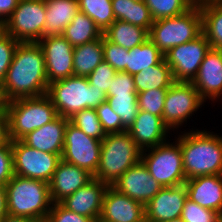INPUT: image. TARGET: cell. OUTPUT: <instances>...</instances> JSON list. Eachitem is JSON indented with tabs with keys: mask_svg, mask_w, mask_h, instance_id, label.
Returning a JSON list of instances; mask_svg holds the SVG:
<instances>
[{
	"mask_svg": "<svg viewBox=\"0 0 222 222\" xmlns=\"http://www.w3.org/2000/svg\"><path fill=\"white\" fill-rule=\"evenodd\" d=\"M44 53L38 42H19L1 83L6 102L47 94Z\"/></svg>",
	"mask_w": 222,
	"mask_h": 222,
	"instance_id": "cell-1",
	"label": "cell"
},
{
	"mask_svg": "<svg viewBox=\"0 0 222 222\" xmlns=\"http://www.w3.org/2000/svg\"><path fill=\"white\" fill-rule=\"evenodd\" d=\"M186 180L205 175H222V136L205 130L178 135Z\"/></svg>",
	"mask_w": 222,
	"mask_h": 222,
	"instance_id": "cell-2",
	"label": "cell"
},
{
	"mask_svg": "<svg viewBox=\"0 0 222 222\" xmlns=\"http://www.w3.org/2000/svg\"><path fill=\"white\" fill-rule=\"evenodd\" d=\"M6 197L8 214L33 222L46 221L53 204L47 182L19 175L6 184Z\"/></svg>",
	"mask_w": 222,
	"mask_h": 222,
	"instance_id": "cell-3",
	"label": "cell"
},
{
	"mask_svg": "<svg viewBox=\"0 0 222 222\" xmlns=\"http://www.w3.org/2000/svg\"><path fill=\"white\" fill-rule=\"evenodd\" d=\"M46 95L58 115L67 119L83 109H96L107 99L101 89L89 84L87 77L75 75L50 83Z\"/></svg>",
	"mask_w": 222,
	"mask_h": 222,
	"instance_id": "cell-4",
	"label": "cell"
},
{
	"mask_svg": "<svg viewBox=\"0 0 222 222\" xmlns=\"http://www.w3.org/2000/svg\"><path fill=\"white\" fill-rule=\"evenodd\" d=\"M142 150L127 131L106 134L101 141L100 162L94 178L112 186L129 168L141 161Z\"/></svg>",
	"mask_w": 222,
	"mask_h": 222,
	"instance_id": "cell-5",
	"label": "cell"
},
{
	"mask_svg": "<svg viewBox=\"0 0 222 222\" xmlns=\"http://www.w3.org/2000/svg\"><path fill=\"white\" fill-rule=\"evenodd\" d=\"M9 140H21L28 133L53 121L58 113L47 95L6 102Z\"/></svg>",
	"mask_w": 222,
	"mask_h": 222,
	"instance_id": "cell-6",
	"label": "cell"
},
{
	"mask_svg": "<svg viewBox=\"0 0 222 222\" xmlns=\"http://www.w3.org/2000/svg\"><path fill=\"white\" fill-rule=\"evenodd\" d=\"M202 33L199 4L182 15L155 20L149 30V39L165 55L171 48L194 40Z\"/></svg>",
	"mask_w": 222,
	"mask_h": 222,
	"instance_id": "cell-7",
	"label": "cell"
},
{
	"mask_svg": "<svg viewBox=\"0 0 222 222\" xmlns=\"http://www.w3.org/2000/svg\"><path fill=\"white\" fill-rule=\"evenodd\" d=\"M173 143L166 141L142 151L141 161L161 187L180 186L186 182L180 144L177 140Z\"/></svg>",
	"mask_w": 222,
	"mask_h": 222,
	"instance_id": "cell-8",
	"label": "cell"
},
{
	"mask_svg": "<svg viewBox=\"0 0 222 222\" xmlns=\"http://www.w3.org/2000/svg\"><path fill=\"white\" fill-rule=\"evenodd\" d=\"M46 21L45 0H20L4 22L5 33L19 42H38Z\"/></svg>",
	"mask_w": 222,
	"mask_h": 222,
	"instance_id": "cell-9",
	"label": "cell"
},
{
	"mask_svg": "<svg viewBox=\"0 0 222 222\" xmlns=\"http://www.w3.org/2000/svg\"><path fill=\"white\" fill-rule=\"evenodd\" d=\"M14 175L50 182L61 160L58 154L31 148L21 140L11 141Z\"/></svg>",
	"mask_w": 222,
	"mask_h": 222,
	"instance_id": "cell-10",
	"label": "cell"
},
{
	"mask_svg": "<svg viewBox=\"0 0 222 222\" xmlns=\"http://www.w3.org/2000/svg\"><path fill=\"white\" fill-rule=\"evenodd\" d=\"M210 48V43L203 33L194 40L171 48L164 55V59L172 70L174 81L192 82Z\"/></svg>",
	"mask_w": 222,
	"mask_h": 222,
	"instance_id": "cell-11",
	"label": "cell"
},
{
	"mask_svg": "<svg viewBox=\"0 0 222 222\" xmlns=\"http://www.w3.org/2000/svg\"><path fill=\"white\" fill-rule=\"evenodd\" d=\"M204 102L191 82H174L165 97L163 123L170 130L179 128Z\"/></svg>",
	"mask_w": 222,
	"mask_h": 222,
	"instance_id": "cell-12",
	"label": "cell"
},
{
	"mask_svg": "<svg viewBox=\"0 0 222 222\" xmlns=\"http://www.w3.org/2000/svg\"><path fill=\"white\" fill-rule=\"evenodd\" d=\"M100 153V140L86 135L72 123H67L61 156L63 161L76 165L94 176L99 166Z\"/></svg>",
	"mask_w": 222,
	"mask_h": 222,
	"instance_id": "cell-13",
	"label": "cell"
},
{
	"mask_svg": "<svg viewBox=\"0 0 222 222\" xmlns=\"http://www.w3.org/2000/svg\"><path fill=\"white\" fill-rule=\"evenodd\" d=\"M38 44L44 53L48 84L74 75V47L65 37L44 36Z\"/></svg>",
	"mask_w": 222,
	"mask_h": 222,
	"instance_id": "cell-14",
	"label": "cell"
},
{
	"mask_svg": "<svg viewBox=\"0 0 222 222\" xmlns=\"http://www.w3.org/2000/svg\"><path fill=\"white\" fill-rule=\"evenodd\" d=\"M119 193L146 205L155 197L160 189V184L150 175L142 161L129 168L112 185Z\"/></svg>",
	"mask_w": 222,
	"mask_h": 222,
	"instance_id": "cell-15",
	"label": "cell"
},
{
	"mask_svg": "<svg viewBox=\"0 0 222 222\" xmlns=\"http://www.w3.org/2000/svg\"><path fill=\"white\" fill-rule=\"evenodd\" d=\"M187 198L185 184L162 187L158 194L145 205L146 222H162L180 218Z\"/></svg>",
	"mask_w": 222,
	"mask_h": 222,
	"instance_id": "cell-16",
	"label": "cell"
},
{
	"mask_svg": "<svg viewBox=\"0 0 222 222\" xmlns=\"http://www.w3.org/2000/svg\"><path fill=\"white\" fill-rule=\"evenodd\" d=\"M109 186L93 178L84 187L65 197L59 203L66 209L96 221L102 212L103 197Z\"/></svg>",
	"mask_w": 222,
	"mask_h": 222,
	"instance_id": "cell-17",
	"label": "cell"
},
{
	"mask_svg": "<svg viewBox=\"0 0 222 222\" xmlns=\"http://www.w3.org/2000/svg\"><path fill=\"white\" fill-rule=\"evenodd\" d=\"M100 217L110 222H146L145 205L109 186L103 197Z\"/></svg>",
	"mask_w": 222,
	"mask_h": 222,
	"instance_id": "cell-18",
	"label": "cell"
},
{
	"mask_svg": "<svg viewBox=\"0 0 222 222\" xmlns=\"http://www.w3.org/2000/svg\"><path fill=\"white\" fill-rule=\"evenodd\" d=\"M206 102L221 99L222 95V49L210 48L203 59L197 76L191 82Z\"/></svg>",
	"mask_w": 222,
	"mask_h": 222,
	"instance_id": "cell-19",
	"label": "cell"
},
{
	"mask_svg": "<svg viewBox=\"0 0 222 222\" xmlns=\"http://www.w3.org/2000/svg\"><path fill=\"white\" fill-rule=\"evenodd\" d=\"M93 178L88 171L61 159L48 183L52 203H59Z\"/></svg>",
	"mask_w": 222,
	"mask_h": 222,
	"instance_id": "cell-20",
	"label": "cell"
},
{
	"mask_svg": "<svg viewBox=\"0 0 222 222\" xmlns=\"http://www.w3.org/2000/svg\"><path fill=\"white\" fill-rule=\"evenodd\" d=\"M127 132L138 147L144 151L166 142L170 129L163 123L160 116L138 110L136 118Z\"/></svg>",
	"mask_w": 222,
	"mask_h": 222,
	"instance_id": "cell-21",
	"label": "cell"
},
{
	"mask_svg": "<svg viewBox=\"0 0 222 222\" xmlns=\"http://www.w3.org/2000/svg\"><path fill=\"white\" fill-rule=\"evenodd\" d=\"M188 199L222 215V175H205L186 180Z\"/></svg>",
	"mask_w": 222,
	"mask_h": 222,
	"instance_id": "cell-22",
	"label": "cell"
},
{
	"mask_svg": "<svg viewBox=\"0 0 222 222\" xmlns=\"http://www.w3.org/2000/svg\"><path fill=\"white\" fill-rule=\"evenodd\" d=\"M69 119L57 116L53 121L24 136L21 141L31 148L42 152L58 154L63 153L65 129Z\"/></svg>",
	"mask_w": 222,
	"mask_h": 222,
	"instance_id": "cell-23",
	"label": "cell"
},
{
	"mask_svg": "<svg viewBox=\"0 0 222 222\" xmlns=\"http://www.w3.org/2000/svg\"><path fill=\"white\" fill-rule=\"evenodd\" d=\"M46 21L43 37L61 35L64 28L71 23L79 12L78 0H45Z\"/></svg>",
	"mask_w": 222,
	"mask_h": 222,
	"instance_id": "cell-24",
	"label": "cell"
},
{
	"mask_svg": "<svg viewBox=\"0 0 222 222\" xmlns=\"http://www.w3.org/2000/svg\"><path fill=\"white\" fill-rule=\"evenodd\" d=\"M202 16V33L211 48L222 49V0L199 3Z\"/></svg>",
	"mask_w": 222,
	"mask_h": 222,
	"instance_id": "cell-25",
	"label": "cell"
},
{
	"mask_svg": "<svg viewBox=\"0 0 222 222\" xmlns=\"http://www.w3.org/2000/svg\"><path fill=\"white\" fill-rule=\"evenodd\" d=\"M103 36L113 44L130 50L149 39V32L142 27L128 22L115 20V22L104 31Z\"/></svg>",
	"mask_w": 222,
	"mask_h": 222,
	"instance_id": "cell-26",
	"label": "cell"
},
{
	"mask_svg": "<svg viewBox=\"0 0 222 222\" xmlns=\"http://www.w3.org/2000/svg\"><path fill=\"white\" fill-rule=\"evenodd\" d=\"M115 20L142 27L148 32L154 20L144 1L112 0Z\"/></svg>",
	"mask_w": 222,
	"mask_h": 222,
	"instance_id": "cell-27",
	"label": "cell"
},
{
	"mask_svg": "<svg viewBox=\"0 0 222 222\" xmlns=\"http://www.w3.org/2000/svg\"><path fill=\"white\" fill-rule=\"evenodd\" d=\"M73 58L74 75H90L104 60L103 35L95 41L74 47Z\"/></svg>",
	"mask_w": 222,
	"mask_h": 222,
	"instance_id": "cell-28",
	"label": "cell"
},
{
	"mask_svg": "<svg viewBox=\"0 0 222 222\" xmlns=\"http://www.w3.org/2000/svg\"><path fill=\"white\" fill-rule=\"evenodd\" d=\"M133 79L137 93L158 88H169L175 82L172 70L165 59L159 64L133 75Z\"/></svg>",
	"mask_w": 222,
	"mask_h": 222,
	"instance_id": "cell-29",
	"label": "cell"
},
{
	"mask_svg": "<svg viewBox=\"0 0 222 222\" xmlns=\"http://www.w3.org/2000/svg\"><path fill=\"white\" fill-rule=\"evenodd\" d=\"M61 35L76 47L99 39L103 33L88 15L79 11Z\"/></svg>",
	"mask_w": 222,
	"mask_h": 222,
	"instance_id": "cell-30",
	"label": "cell"
},
{
	"mask_svg": "<svg viewBox=\"0 0 222 222\" xmlns=\"http://www.w3.org/2000/svg\"><path fill=\"white\" fill-rule=\"evenodd\" d=\"M163 59V53L150 39H147L143 44L128 51L127 66L123 72L133 76L143 69L159 64Z\"/></svg>",
	"mask_w": 222,
	"mask_h": 222,
	"instance_id": "cell-31",
	"label": "cell"
},
{
	"mask_svg": "<svg viewBox=\"0 0 222 222\" xmlns=\"http://www.w3.org/2000/svg\"><path fill=\"white\" fill-rule=\"evenodd\" d=\"M79 11L88 15L102 33L115 22L112 0H78Z\"/></svg>",
	"mask_w": 222,
	"mask_h": 222,
	"instance_id": "cell-32",
	"label": "cell"
},
{
	"mask_svg": "<svg viewBox=\"0 0 222 222\" xmlns=\"http://www.w3.org/2000/svg\"><path fill=\"white\" fill-rule=\"evenodd\" d=\"M144 2L154 21L182 15L195 5L192 0H144Z\"/></svg>",
	"mask_w": 222,
	"mask_h": 222,
	"instance_id": "cell-33",
	"label": "cell"
},
{
	"mask_svg": "<svg viewBox=\"0 0 222 222\" xmlns=\"http://www.w3.org/2000/svg\"><path fill=\"white\" fill-rule=\"evenodd\" d=\"M106 101L112 110L120 117L123 127L126 130L129 129L139 110L138 94L107 96Z\"/></svg>",
	"mask_w": 222,
	"mask_h": 222,
	"instance_id": "cell-34",
	"label": "cell"
},
{
	"mask_svg": "<svg viewBox=\"0 0 222 222\" xmlns=\"http://www.w3.org/2000/svg\"><path fill=\"white\" fill-rule=\"evenodd\" d=\"M69 122L97 140L102 141L106 136L95 108H87L75 113L69 118Z\"/></svg>",
	"mask_w": 222,
	"mask_h": 222,
	"instance_id": "cell-35",
	"label": "cell"
},
{
	"mask_svg": "<svg viewBox=\"0 0 222 222\" xmlns=\"http://www.w3.org/2000/svg\"><path fill=\"white\" fill-rule=\"evenodd\" d=\"M167 90L168 88H158L138 93L139 110L149 112L162 118Z\"/></svg>",
	"mask_w": 222,
	"mask_h": 222,
	"instance_id": "cell-36",
	"label": "cell"
},
{
	"mask_svg": "<svg viewBox=\"0 0 222 222\" xmlns=\"http://www.w3.org/2000/svg\"><path fill=\"white\" fill-rule=\"evenodd\" d=\"M221 217L216 211L203 208L187 198L180 218L184 222H220Z\"/></svg>",
	"mask_w": 222,
	"mask_h": 222,
	"instance_id": "cell-37",
	"label": "cell"
},
{
	"mask_svg": "<svg viewBox=\"0 0 222 222\" xmlns=\"http://www.w3.org/2000/svg\"><path fill=\"white\" fill-rule=\"evenodd\" d=\"M128 51L119 45L113 44L103 36L104 61L117 72H123L126 69Z\"/></svg>",
	"mask_w": 222,
	"mask_h": 222,
	"instance_id": "cell-38",
	"label": "cell"
},
{
	"mask_svg": "<svg viewBox=\"0 0 222 222\" xmlns=\"http://www.w3.org/2000/svg\"><path fill=\"white\" fill-rule=\"evenodd\" d=\"M98 118L106 134L121 133L127 131L120 117L112 110L107 101L96 108Z\"/></svg>",
	"mask_w": 222,
	"mask_h": 222,
	"instance_id": "cell-39",
	"label": "cell"
},
{
	"mask_svg": "<svg viewBox=\"0 0 222 222\" xmlns=\"http://www.w3.org/2000/svg\"><path fill=\"white\" fill-rule=\"evenodd\" d=\"M116 72L117 71L113 67L103 60L93 70V72L87 76V79L92 87L101 89L105 94H107Z\"/></svg>",
	"mask_w": 222,
	"mask_h": 222,
	"instance_id": "cell-40",
	"label": "cell"
},
{
	"mask_svg": "<svg viewBox=\"0 0 222 222\" xmlns=\"http://www.w3.org/2000/svg\"><path fill=\"white\" fill-rule=\"evenodd\" d=\"M18 44L19 41L6 33L0 37V84L3 82L6 72L10 67Z\"/></svg>",
	"mask_w": 222,
	"mask_h": 222,
	"instance_id": "cell-41",
	"label": "cell"
},
{
	"mask_svg": "<svg viewBox=\"0 0 222 222\" xmlns=\"http://www.w3.org/2000/svg\"><path fill=\"white\" fill-rule=\"evenodd\" d=\"M122 94L138 93L136 92L132 75L126 72H116L106 96H116Z\"/></svg>",
	"mask_w": 222,
	"mask_h": 222,
	"instance_id": "cell-42",
	"label": "cell"
},
{
	"mask_svg": "<svg viewBox=\"0 0 222 222\" xmlns=\"http://www.w3.org/2000/svg\"><path fill=\"white\" fill-rule=\"evenodd\" d=\"M45 222H95L92 218L79 215L63 207L60 203H53Z\"/></svg>",
	"mask_w": 222,
	"mask_h": 222,
	"instance_id": "cell-43",
	"label": "cell"
},
{
	"mask_svg": "<svg viewBox=\"0 0 222 222\" xmlns=\"http://www.w3.org/2000/svg\"><path fill=\"white\" fill-rule=\"evenodd\" d=\"M14 176L11 141L0 145V183L7 184Z\"/></svg>",
	"mask_w": 222,
	"mask_h": 222,
	"instance_id": "cell-44",
	"label": "cell"
},
{
	"mask_svg": "<svg viewBox=\"0 0 222 222\" xmlns=\"http://www.w3.org/2000/svg\"><path fill=\"white\" fill-rule=\"evenodd\" d=\"M20 0H0V21L5 22L18 6Z\"/></svg>",
	"mask_w": 222,
	"mask_h": 222,
	"instance_id": "cell-45",
	"label": "cell"
},
{
	"mask_svg": "<svg viewBox=\"0 0 222 222\" xmlns=\"http://www.w3.org/2000/svg\"><path fill=\"white\" fill-rule=\"evenodd\" d=\"M9 141L8 136V119L6 112L0 113V145Z\"/></svg>",
	"mask_w": 222,
	"mask_h": 222,
	"instance_id": "cell-46",
	"label": "cell"
},
{
	"mask_svg": "<svg viewBox=\"0 0 222 222\" xmlns=\"http://www.w3.org/2000/svg\"><path fill=\"white\" fill-rule=\"evenodd\" d=\"M8 215L6 185L0 183V222Z\"/></svg>",
	"mask_w": 222,
	"mask_h": 222,
	"instance_id": "cell-47",
	"label": "cell"
},
{
	"mask_svg": "<svg viewBox=\"0 0 222 222\" xmlns=\"http://www.w3.org/2000/svg\"><path fill=\"white\" fill-rule=\"evenodd\" d=\"M1 222H33L31 219L22 216L8 214Z\"/></svg>",
	"mask_w": 222,
	"mask_h": 222,
	"instance_id": "cell-48",
	"label": "cell"
},
{
	"mask_svg": "<svg viewBox=\"0 0 222 222\" xmlns=\"http://www.w3.org/2000/svg\"><path fill=\"white\" fill-rule=\"evenodd\" d=\"M6 109V101L2 93V87L0 84V113L5 112Z\"/></svg>",
	"mask_w": 222,
	"mask_h": 222,
	"instance_id": "cell-49",
	"label": "cell"
},
{
	"mask_svg": "<svg viewBox=\"0 0 222 222\" xmlns=\"http://www.w3.org/2000/svg\"><path fill=\"white\" fill-rule=\"evenodd\" d=\"M5 33L4 22L0 21V37Z\"/></svg>",
	"mask_w": 222,
	"mask_h": 222,
	"instance_id": "cell-50",
	"label": "cell"
},
{
	"mask_svg": "<svg viewBox=\"0 0 222 222\" xmlns=\"http://www.w3.org/2000/svg\"><path fill=\"white\" fill-rule=\"evenodd\" d=\"M162 222H184V221L181 218H176V219L162 221Z\"/></svg>",
	"mask_w": 222,
	"mask_h": 222,
	"instance_id": "cell-51",
	"label": "cell"
},
{
	"mask_svg": "<svg viewBox=\"0 0 222 222\" xmlns=\"http://www.w3.org/2000/svg\"><path fill=\"white\" fill-rule=\"evenodd\" d=\"M195 4H199L202 2H206V1H211V0H192Z\"/></svg>",
	"mask_w": 222,
	"mask_h": 222,
	"instance_id": "cell-52",
	"label": "cell"
},
{
	"mask_svg": "<svg viewBox=\"0 0 222 222\" xmlns=\"http://www.w3.org/2000/svg\"><path fill=\"white\" fill-rule=\"evenodd\" d=\"M95 222H110V221H107V220L102 219L101 217H99Z\"/></svg>",
	"mask_w": 222,
	"mask_h": 222,
	"instance_id": "cell-53",
	"label": "cell"
}]
</instances>
